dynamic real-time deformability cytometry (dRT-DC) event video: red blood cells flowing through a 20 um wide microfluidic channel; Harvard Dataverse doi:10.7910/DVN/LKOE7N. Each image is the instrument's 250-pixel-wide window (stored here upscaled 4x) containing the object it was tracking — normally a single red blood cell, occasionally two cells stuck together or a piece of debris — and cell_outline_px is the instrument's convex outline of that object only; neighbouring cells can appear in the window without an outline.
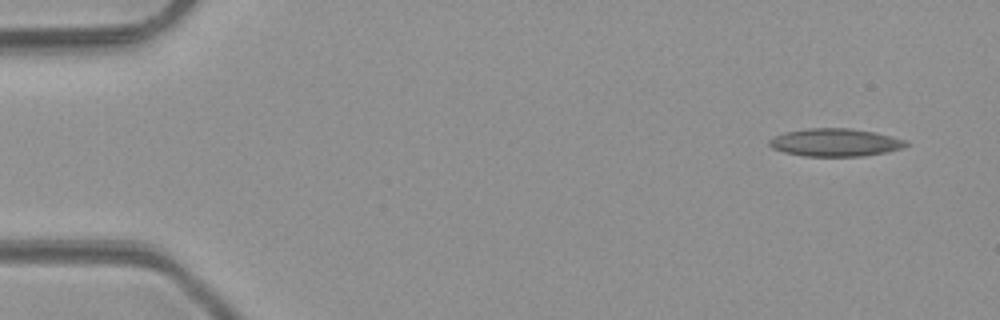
{"species": "common noctule bat (a hibernating species)", "species_latin": "Nyctalus noctula", "temperature_condition": "room temperature", "stored_images_in_passage": 5, "camera_frame_rate_fps": 3000, "um_per_image_px": 0.085, "animal": {"sex": "male", "body_mass_g": 23.1, "forearm_length_mm": 52.7}, "frame": {"image": 1, "passage_image": 1, "time_ms": 0.0, "image_size_px": [1000, 320], "cell_outline_px": [[908, 144], [900, 148], [888, 152], [864, 156], [804, 156], [784, 152], [772, 148], [768, 144], [768, 140], [772, 136], [784, 132], [808, 128], [852, 128], [876, 132], [904, 140]], "centroid_in_image_um": [70.94, 12.1], "position_along_channel_um": 14.1, "area_um2": 22.25}}
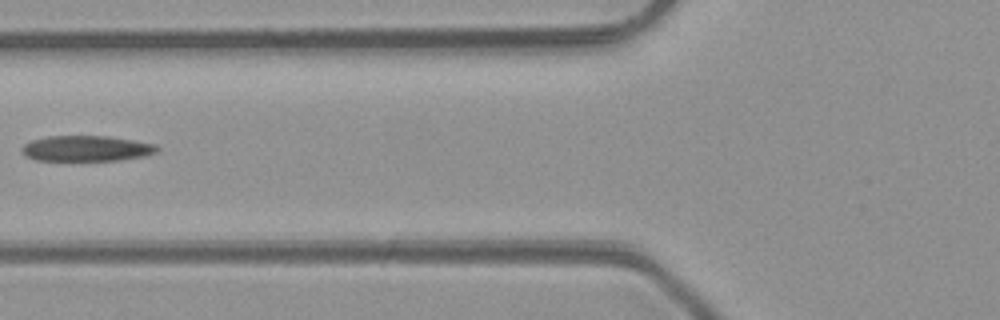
{"frame": {"image": 2, "passage_image": 5, "time_ms": 5.333, "image_size_px": [1000, 320], "cell_outline_px": [[160, 148], [156, 152], [144, 156], [120, 160], [36, 160], [24, 156], [24, 144], [32, 140], [48, 136], [104, 136], [132, 140], [156, 144]], "centroid_in_image_um": [7.37, 12.62], "position_along_channel_um": 118.4, "area_um2": 19.94}}